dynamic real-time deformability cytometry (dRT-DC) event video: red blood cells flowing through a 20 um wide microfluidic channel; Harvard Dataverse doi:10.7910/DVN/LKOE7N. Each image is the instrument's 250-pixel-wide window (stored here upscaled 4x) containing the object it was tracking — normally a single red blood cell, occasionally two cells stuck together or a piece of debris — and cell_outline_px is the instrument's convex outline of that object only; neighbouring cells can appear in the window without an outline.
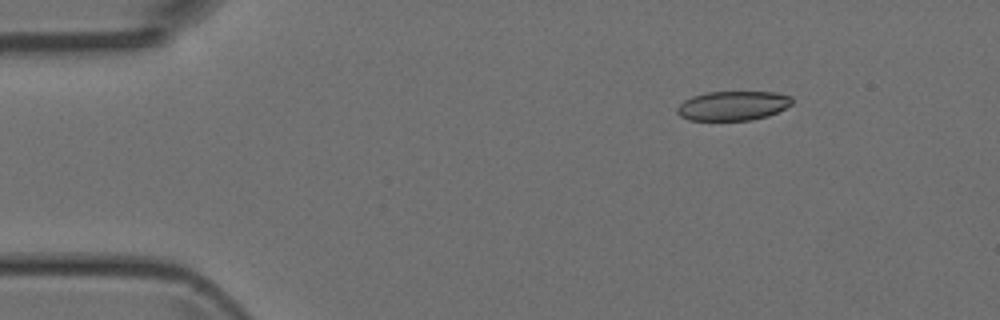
{"species": "Egyptian fruit bat (a non-hibernating species)", "species_latin": "Rousettus aegyptiacus", "temperature_condition": "room temperature", "stored_images_in_passage": 3, "camera_frame_rate_fps": 3000, "um_per_image_px": 0.085, "animal": {"sex": "female"}, "frame": {"image": 1, "passage_image": 1, "time_ms": 0.0, "image_size_px": [1000, 320], "cell_outline_px": [[792, 104], [768, 116], [752, 120], [688, 120], [680, 116], [676, 112], [676, 108], [684, 100], [692, 96], [708, 92], [776, 92], [792, 96]], "centroid_in_image_um": [62.28, 8.98], "position_along_channel_um": 22.7, "area_um2": 19.71}}